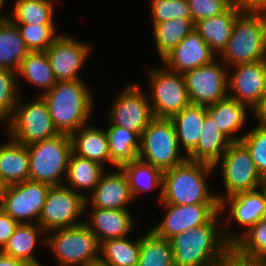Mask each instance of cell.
Segmentation results:
<instances>
[{
	"instance_id": "cell-34",
	"label": "cell",
	"mask_w": 266,
	"mask_h": 266,
	"mask_svg": "<svg viewBox=\"0 0 266 266\" xmlns=\"http://www.w3.org/2000/svg\"><path fill=\"white\" fill-rule=\"evenodd\" d=\"M18 73L29 84L44 89L41 95L57 83L45 51L29 52L23 59Z\"/></svg>"
},
{
	"instance_id": "cell-50",
	"label": "cell",
	"mask_w": 266,
	"mask_h": 266,
	"mask_svg": "<svg viewBox=\"0 0 266 266\" xmlns=\"http://www.w3.org/2000/svg\"><path fill=\"white\" fill-rule=\"evenodd\" d=\"M6 0H0V11H1V8L2 6H4ZM8 16H3V15H0V20H3V19H6Z\"/></svg>"
},
{
	"instance_id": "cell-44",
	"label": "cell",
	"mask_w": 266,
	"mask_h": 266,
	"mask_svg": "<svg viewBox=\"0 0 266 266\" xmlns=\"http://www.w3.org/2000/svg\"><path fill=\"white\" fill-rule=\"evenodd\" d=\"M212 266H266V262L243 255L233 245H230Z\"/></svg>"
},
{
	"instance_id": "cell-48",
	"label": "cell",
	"mask_w": 266,
	"mask_h": 266,
	"mask_svg": "<svg viewBox=\"0 0 266 266\" xmlns=\"http://www.w3.org/2000/svg\"><path fill=\"white\" fill-rule=\"evenodd\" d=\"M0 266H31V265L28 264L27 262L6 255L0 251Z\"/></svg>"
},
{
	"instance_id": "cell-46",
	"label": "cell",
	"mask_w": 266,
	"mask_h": 266,
	"mask_svg": "<svg viewBox=\"0 0 266 266\" xmlns=\"http://www.w3.org/2000/svg\"><path fill=\"white\" fill-rule=\"evenodd\" d=\"M240 13H265L266 0H230Z\"/></svg>"
},
{
	"instance_id": "cell-13",
	"label": "cell",
	"mask_w": 266,
	"mask_h": 266,
	"mask_svg": "<svg viewBox=\"0 0 266 266\" xmlns=\"http://www.w3.org/2000/svg\"><path fill=\"white\" fill-rule=\"evenodd\" d=\"M222 64L215 59L210 64L183 73L191 104L209 106L228 96L229 79Z\"/></svg>"
},
{
	"instance_id": "cell-32",
	"label": "cell",
	"mask_w": 266,
	"mask_h": 266,
	"mask_svg": "<svg viewBox=\"0 0 266 266\" xmlns=\"http://www.w3.org/2000/svg\"><path fill=\"white\" fill-rule=\"evenodd\" d=\"M157 53L162 60L168 55L194 28L192 18H174L153 24Z\"/></svg>"
},
{
	"instance_id": "cell-3",
	"label": "cell",
	"mask_w": 266,
	"mask_h": 266,
	"mask_svg": "<svg viewBox=\"0 0 266 266\" xmlns=\"http://www.w3.org/2000/svg\"><path fill=\"white\" fill-rule=\"evenodd\" d=\"M220 210L205 224L170 238L174 266H212L231 245L217 229Z\"/></svg>"
},
{
	"instance_id": "cell-23",
	"label": "cell",
	"mask_w": 266,
	"mask_h": 266,
	"mask_svg": "<svg viewBox=\"0 0 266 266\" xmlns=\"http://www.w3.org/2000/svg\"><path fill=\"white\" fill-rule=\"evenodd\" d=\"M9 139L0 145V181L4 187L29 180L27 146Z\"/></svg>"
},
{
	"instance_id": "cell-52",
	"label": "cell",
	"mask_w": 266,
	"mask_h": 266,
	"mask_svg": "<svg viewBox=\"0 0 266 266\" xmlns=\"http://www.w3.org/2000/svg\"><path fill=\"white\" fill-rule=\"evenodd\" d=\"M263 63H264V66H265V71H266V55H265V57L263 58Z\"/></svg>"
},
{
	"instance_id": "cell-12",
	"label": "cell",
	"mask_w": 266,
	"mask_h": 266,
	"mask_svg": "<svg viewBox=\"0 0 266 266\" xmlns=\"http://www.w3.org/2000/svg\"><path fill=\"white\" fill-rule=\"evenodd\" d=\"M50 185L26 180L4 187L0 208L19 224H38ZM31 221V222H30Z\"/></svg>"
},
{
	"instance_id": "cell-15",
	"label": "cell",
	"mask_w": 266,
	"mask_h": 266,
	"mask_svg": "<svg viewBox=\"0 0 266 266\" xmlns=\"http://www.w3.org/2000/svg\"><path fill=\"white\" fill-rule=\"evenodd\" d=\"M164 218L150 229L157 237L167 239L207 223L219 210V203H202L192 205L166 204Z\"/></svg>"
},
{
	"instance_id": "cell-22",
	"label": "cell",
	"mask_w": 266,
	"mask_h": 266,
	"mask_svg": "<svg viewBox=\"0 0 266 266\" xmlns=\"http://www.w3.org/2000/svg\"><path fill=\"white\" fill-rule=\"evenodd\" d=\"M72 152L79 157L89 159L105 165L110 162L116 168L117 166L111 161L109 151L108 135L103 128L94 127L90 124L80 127L71 136Z\"/></svg>"
},
{
	"instance_id": "cell-35",
	"label": "cell",
	"mask_w": 266,
	"mask_h": 266,
	"mask_svg": "<svg viewBox=\"0 0 266 266\" xmlns=\"http://www.w3.org/2000/svg\"><path fill=\"white\" fill-rule=\"evenodd\" d=\"M54 6L52 0H16L7 18L13 24L56 25Z\"/></svg>"
},
{
	"instance_id": "cell-29",
	"label": "cell",
	"mask_w": 266,
	"mask_h": 266,
	"mask_svg": "<svg viewBox=\"0 0 266 266\" xmlns=\"http://www.w3.org/2000/svg\"><path fill=\"white\" fill-rule=\"evenodd\" d=\"M29 52L18 27L8 18L0 20V69L17 73Z\"/></svg>"
},
{
	"instance_id": "cell-26",
	"label": "cell",
	"mask_w": 266,
	"mask_h": 266,
	"mask_svg": "<svg viewBox=\"0 0 266 266\" xmlns=\"http://www.w3.org/2000/svg\"><path fill=\"white\" fill-rule=\"evenodd\" d=\"M231 141L220 132L212 119L206 115L198 145L187 155V159L210 164L216 168Z\"/></svg>"
},
{
	"instance_id": "cell-41",
	"label": "cell",
	"mask_w": 266,
	"mask_h": 266,
	"mask_svg": "<svg viewBox=\"0 0 266 266\" xmlns=\"http://www.w3.org/2000/svg\"><path fill=\"white\" fill-rule=\"evenodd\" d=\"M153 24L174 18H192L187 0H150Z\"/></svg>"
},
{
	"instance_id": "cell-7",
	"label": "cell",
	"mask_w": 266,
	"mask_h": 266,
	"mask_svg": "<svg viewBox=\"0 0 266 266\" xmlns=\"http://www.w3.org/2000/svg\"><path fill=\"white\" fill-rule=\"evenodd\" d=\"M48 235L44 244L55 254L59 266H83L100 257V243L85 223L52 230Z\"/></svg>"
},
{
	"instance_id": "cell-10",
	"label": "cell",
	"mask_w": 266,
	"mask_h": 266,
	"mask_svg": "<svg viewBox=\"0 0 266 266\" xmlns=\"http://www.w3.org/2000/svg\"><path fill=\"white\" fill-rule=\"evenodd\" d=\"M86 195L75 192L65 184L50 186L38 225L48 232L75 227L82 223L78 217L84 214Z\"/></svg>"
},
{
	"instance_id": "cell-1",
	"label": "cell",
	"mask_w": 266,
	"mask_h": 266,
	"mask_svg": "<svg viewBox=\"0 0 266 266\" xmlns=\"http://www.w3.org/2000/svg\"><path fill=\"white\" fill-rule=\"evenodd\" d=\"M91 94L90 88L82 80H71L57 82L48 92L40 95L59 134L71 136L87 125L94 108Z\"/></svg>"
},
{
	"instance_id": "cell-33",
	"label": "cell",
	"mask_w": 266,
	"mask_h": 266,
	"mask_svg": "<svg viewBox=\"0 0 266 266\" xmlns=\"http://www.w3.org/2000/svg\"><path fill=\"white\" fill-rule=\"evenodd\" d=\"M111 161L117 167L137 159L141 136L128 128L111 125L106 130Z\"/></svg>"
},
{
	"instance_id": "cell-17",
	"label": "cell",
	"mask_w": 266,
	"mask_h": 266,
	"mask_svg": "<svg viewBox=\"0 0 266 266\" xmlns=\"http://www.w3.org/2000/svg\"><path fill=\"white\" fill-rule=\"evenodd\" d=\"M228 76V89L231 98L253 108L266 93V71L262 60L233 66ZM232 91V92H231Z\"/></svg>"
},
{
	"instance_id": "cell-6",
	"label": "cell",
	"mask_w": 266,
	"mask_h": 266,
	"mask_svg": "<svg viewBox=\"0 0 266 266\" xmlns=\"http://www.w3.org/2000/svg\"><path fill=\"white\" fill-rule=\"evenodd\" d=\"M180 148L173 121L154 117L141 135L137 158L164 172L187 159L179 155Z\"/></svg>"
},
{
	"instance_id": "cell-16",
	"label": "cell",
	"mask_w": 266,
	"mask_h": 266,
	"mask_svg": "<svg viewBox=\"0 0 266 266\" xmlns=\"http://www.w3.org/2000/svg\"><path fill=\"white\" fill-rule=\"evenodd\" d=\"M90 51L89 44L59 34L45 51L56 81L82 80L78 71L86 62Z\"/></svg>"
},
{
	"instance_id": "cell-47",
	"label": "cell",
	"mask_w": 266,
	"mask_h": 266,
	"mask_svg": "<svg viewBox=\"0 0 266 266\" xmlns=\"http://www.w3.org/2000/svg\"><path fill=\"white\" fill-rule=\"evenodd\" d=\"M253 115L258 119L260 127L266 128V93L259 99L257 104L251 109Z\"/></svg>"
},
{
	"instance_id": "cell-28",
	"label": "cell",
	"mask_w": 266,
	"mask_h": 266,
	"mask_svg": "<svg viewBox=\"0 0 266 266\" xmlns=\"http://www.w3.org/2000/svg\"><path fill=\"white\" fill-rule=\"evenodd\" d=\"M44 234L47 233L36 223L18 224L1 252L31 266H41L42 263L34 256V249L40 240L39 235L45 237Z\"/></svg>"
},
{
	"instance_id": "cell-18",
	"label": "cell",
	"mask_w": 266,
	"mask_h": 266,
	"mask_svg": "<svg viewBox=\"0 0 266 266\" xmlns=\"http://www.w3.org/2000/svg\"><path fill=\"white\" fill-rule=\"evenodd\" d=\"M216 54L193 29L168 55L161 61L168 70L185 73L189 70L212 63Z\"/></svg>"
},
{
	"instance_id": "cell-19",
	"label": "cell",
	"mask_w": 266,
	"mask_h": 266,
	"mask_svg": "<svg viewBox=\"0 0 266 266\" xmlns=\"http://www.w3.org/2000/svg\"><path fill=\"white\" fill-rule=\"evenodd\" d=\"M112 173L104 172L98 185L91 192L92 195L86 197L85 209L88 205L91 208L128 210L127 205L134 200L127 176L120 167ZM91 197V198H90Z\"/></svg>"
},
{
	"instance_id": "cell-39",
	"label": "cell",
	"mask_w": 266,
	"mask_h": 266,
	"mask_svg": "<svg viewBox=\"0 0 266 266\" xmlns=\"http://www.w3.org/2000/svg\"><path fill=\"white\" fill-rule=\"evenodd\" d=\"M14 25L18 27L22 39L30 52L46 51L59 36L56 35V25Z\"/></svg>"
},
{
	"instance_id": "cell-21",
	"label": "cell",
	"mask_w": 266,
	"mask_h": 266,
	"mask_svg": "<svg viewBox=\"0 0 266 266\" xmlns=\"http://www.w3.org/2000/svg\"><path fill=\"white\" fill-rule=\"evenodd\" d=\"M89 217L90 221L84 223L96 236L99 243L127 237L129 231L131 232L134 227L129 210L93 208Z\"/></svg>"
},
{
	"instance_id": "cell-24",
	"label": "cell",
	"mask_w": 266,
	"mask_h": 266,
	"mask_svg": "<svg viewBox=\"0 0 266 266\" xmlns=\"http://www.w3.org/2000/svg\"><path fill=\"white\" fill-rule=\"evenodd\" d=\"M247 108L249 109L247 105L227 96L212 105L206 106V113L222 134L231 142H236L243 138V135L238 136L236 133L245 122Z\"/></svg>"
},
{
	"instance_id": "cell-4",
	"label": "cell",
	"mask_w": 266,
	"mask_h": 266,
	"mask_svg": "<svg viewBox=\"0 0 266 266\" xmlns=\"http://www.w3.org/2000/svg\"><path fill=\"white\" fill-rule=\"evenodd\" d=\"M266 55V14L240 13L220 61L236 66L263 60Z\"/></svg>"
},
{
	"instance_id": "cell-49",
	"label": "cell",
	"mask_w": 266,
	"mask_h": 266,
	"mask_svg": "<svg viewBox=\"0 0 266 266\" xmlns=\"http://www.w3.org/2000/svg\"><path fill=\"white\" fill-rule=\"evenodd\" d=\"M83 266H110V265L99 258L95 261L88 262L87 264Z\"/></svg>"
},
{
	"instance_id": "cell-37",
	"label": "cell",
	"mask_w": 266,
	"mask_h": 266,
	"mask_svg": "<svg viewBox=\"0 0 266 266\" xmlns=\"http://www.w3.org/2000/svg\"><path fill=\"white\" fill-rule=\"evenodd\" d=\"M100 259L110 266H137L140 238L132 241L127 237L110 239L100 243ZM103 256V257H102Z\"/></svg>"
},
{
	"instance_id": "cell-11",
	"label": "cell",
	"mask_w": 266,
	"mask_h": 266,
	"mask_svg": "<svg viewBox=\"0 0 266 266\" xmlns=\"http://www.w3.org/2000/svg\"><path fill=\"white\" fill-rule=\"evenodd\" d=\"M151 110L155 118L171 119L190 104L183 74L165 68L149 70Z\"/></svg>"
},
{
	"instance_id": "cell-51",
	"label": "cell",
	"mask_w": 266,
	"mask_h": 266,
	"mask_svg": "<svg viewBox=\"0 0 266 266\" xmlns=\"http://www.w3.org/2000/svg\"><path fill=\"white\" fill-rule=\"evenodd\" d=\"M3 190H4V185H3L2 182L0 181V196H1Z\"/></svg>"
},
{
	"instance_id": "cell-45",
	"label": "cell",
	"mask_w": 266,
	"mask_h": 266,
	"mask_svg": "<svg viewBox=\"0 0 266 266\" xmlns=\"http://www.w3.org/2000/svg\"><path fill=\"white\" fill-rule=\"evenodd\" d=\"M18 224L17 221L0 208V251L7 244Z\"/></svg>"
},
{
	"instance_id": "cell-38",
	"label": "cell",
	"mask_w": 266,
	"mask_h": 266,
	"mask_svg": "<svg viewBox=\"0 0 266 266\" xmlns=\"http://www.w3.org/2000/svg\"><path fill=\"white\" fill-rule=\"evenodd\" d=\"M137 266H174L170 241L157 237L151 230L140 238Z\"/></svg>"
},
{
	"instance_id": "cell-2",
	"label": "cell",
	"mask_w": 266,
	"mask_h": 266,
	"mask_svg": "<svg viewBox=\"0 0 266 266\" xmlns=\"http://www.w3.org/2000/svg\"><path fill=\"white\" fill-rule=\"evenodd\" d=\"M214 169L210 164L186 159L164 171L161 201L177 205L219 203L216 194L209 191L206 178Z\"/></svg>"
},
{
	"instance_id": "cell-5",
	"label": "cell",
	"mask_w": 266,
	"mask_h": 266,
	"mask_svg": "<svg viewBox=\"0 0 266 266\" xmlns=\"http://www.w3.org/2000/svg\"><path fill=\"white\" fill-rule=\"evenodd\" d=\"M29 153V180L61 185L67 175L69 157L72 153L70 135L57 136L27 146ZM62 178V179H61Z\"/></svg>"
},
{
	"instance_id": "cell-43",
	"label": "cell",
	"mask_w": 266,
	"mask_h": 266,
	"mask_svg": "<svg viewBox=\"0 0 266 266\" xmlns=\"http://www.w3.org/2000/svg\"><path fill=\"white\" fill-rule=\"evenodd\" d=\"M194 24L202 19L219 15L230 6V0H187Z\"/></svg>"
},
{
	"instance_id": "cell-8",
	"label": "cell",
	"mask_w": 266,
	"mask_h": 266,
	"mask_svg": "<svg viewBox=\"0 0 266 266\" xmlns=\"http://www.w3.org/2000/svg\"><path fill=\"white\" fill-rule=\"evenodd\" d=\"M22 103L19 95L13 115L6 121L9 138L28 146L59 134L41 96L30 103Z\"/></svg>"
},
{
	"instance_id": "cell-40",
	"label": "cell",
	"mask_w": 266,
	"mask_h": 266,
	"mask_svg": "<svg viewBox=\"0 0 266 266\" xmlns=\"http://www.w3.org/2000/svg\"><path fill=\"white\" fill-rule=\"evenodd\" d=\"M17 73L0 69V120H9L14 112L20 94Z\"/></svg>"
},
{
	"instance_id": "cell-20",
	"label": "cell",
	"mask_w": 266,
	"mask_h": 266,
	"mask_svg": "<svg viewBox=\"0 0 266 266\" xmlns=\"http://www.w3.org/2000/svg\"><path fill=\"white\" fill-rule=\"evenodd\" d=\"M220 212L228 208L225 226L234 218L239 225L245 226L243 233L266 217V185L260 191L239 192L224 198L220 203Z\"/></svg>"
},
{
	"instance_id": "cell-30",
	"label": "cell",
	"mask_w": 266,
	"mask_h": 266,
	"mask_svg": "<svg viewBox=\"0 0 266 266\" xmlns=\"http://www.w3.org/2000/svg\"><path fill=\"white\" fill-rule=\"evenodd\" d=\"M106 171L98 162L77 156L73 152L69 157L66 186L82 194V190H94L101 175Z\"/></svg>"
},
{
	"instance_id": "cell-31",
	"label": "cell",
	"mask_w": 266,
	"mask_h": 266,
	"mask_svg": "<svg viewBox=\"0 0 266 266\" xmlns=\"http://www.w3.org/2000/svg\"><path fill=\"white\" fill-rule=\"evenodd\" d=\"M130 186V191L135 199L141 192L153 190L160 187L159 202L162 195L163 171L159 168L145 163L140 159H135L130 162L124 163L120 166Z\"/></svg>"
},
{
	"instance_id": "cell-25",
	"label": "cell",
	"mask_w": 266,
	"mask_h": 266,
	"mask_svg": "<svg viewBox=\"0 0 266 266\" xmlns=\"http://www.w3.org/2000/svg\"><path fill=\"white\" fill-rule=\"evenodd\" d=\"M240 12L230 6L223 13L202 19L195 23V30L200 34L203 40L209 45L210 49L219 55L225 49L230 39L236 17Z\"/></svg>"
},
{
	"instance_id": "cell-27",
	"label": "cell",
	"mask_w": 266,
	"mask_h": 266,
	"mask_svg": "<svg viewBox=\"0 0 266 266\" xmlns=\"http://www.w3.org/2000/svg\"><path fill=\"white\" fill-rule=\"evenodd\" d=\"M206 115V106L190 103L171 118L179 147L183 146L187 153L185 155H188L198 145Z\"/></svg>"
},
{
	"instance_id": "cell-14",
	"label": "cell",
	"mask_w": 266,
	"mask_h": 266,
	"mask_svg": "<svg viewBox=\"0 0 266 266\" xmlns=\"http://www.w3.org/2000/svg\"><path fill=\"white\" fill-rule=\"evenodd\" d=\"M124 90V91H123ZM118 94L110 107V124L128 128L140 136L154 118L149 97L140 86L130 84Z\"/></svg>"
},
{
	"instance_id": "cell-42",
	"label": "cell",
	"mask_w": 266,
	"mask_h": 266,
	"mask_svg": "<svg viewBox=\"0 0 266 266\" xmlns=\"http://www.w3.org/2000/svg\"><path fill=\"white\" fill-rule=\"evenodd\" d=\"M240 141L248 149L258 172L266 180V128L256 126L243 134Z\"/></svg>"
},
{
	"instance_id": "cell-36",
	"label": "cell",
	"mask_w": 266,
	"mask_h": 266,
	"mask_svg": "<svg viewBox=\"0 0 266 266\" xmlns=\"http://www.w3.org/2000/svg\"><path fill=\"white\" fill-rule=\"evenodd\" d=\"M226 240L241 254L266 262V217L259 220L244 233L226 234Z\"/></svg>"
},
{
	"instance_id": "cell-9",
	"label": "cell",
	"mask_w": 266,
	"mask_h": 266,
	"mask_svg": "<svg viewBox=\"0 0 266 266\" xmlns=\"http://www.w3.org/2000/svg\"><path fill=\"white\" fill-rule=\"evenodd\" d=\"M220 159L226 195H216L219 203L239 192L254 191L266 185V180L258 172L248 149L241 141L231 142Z\"/></svg>"
}]
</instances>
